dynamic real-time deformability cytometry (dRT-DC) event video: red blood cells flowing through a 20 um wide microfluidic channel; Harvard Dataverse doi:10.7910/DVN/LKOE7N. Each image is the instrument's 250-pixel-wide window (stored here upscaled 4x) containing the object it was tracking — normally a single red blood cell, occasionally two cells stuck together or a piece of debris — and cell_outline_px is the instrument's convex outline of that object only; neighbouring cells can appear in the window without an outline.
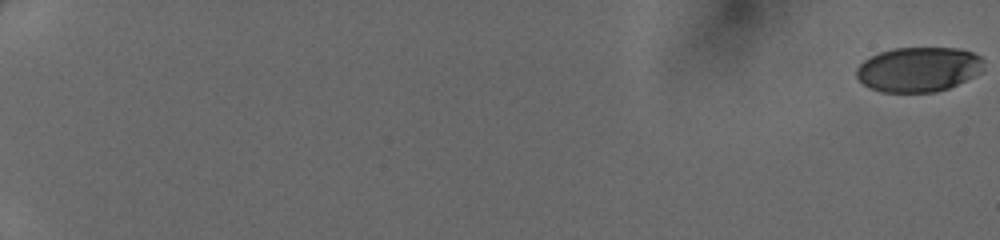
{"species": "human", "species_latin": "Homo sapiens", "temperature_condition": "cold", "stored_images_in_passage": 51, "camera_frame_rate_fps": 3000, "um_per_image_px": 0.085, "donor": {"sex": "female"}, "frame": {"image": 1, "passage_image": 1, "time_ms": 0.0, "image_size_px": [1000, 240], "cell_outline_px": [[984, 60], [980, 72], [948, 88], [936, 92], [880, 92], [868, 88], [856, 76], [856, 68], [864, 60], [880, 52], [896, 48], [960, 48], [972, 52], [980, 56]], "centroid_in_image_um": [78.05, 5.9], "position_along_channel_um": 7.0, "area_um2": 33.06}}
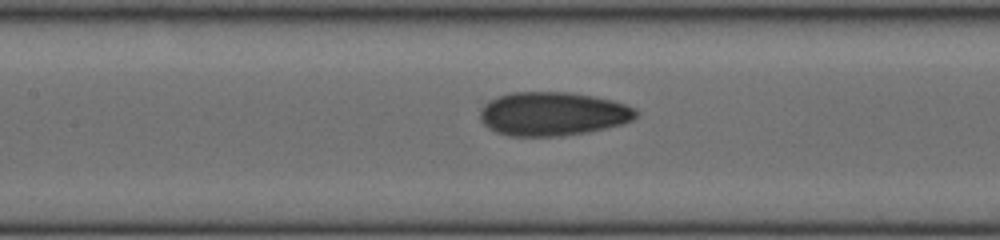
{"frame": {"image": 2, "passage_image": 28, "time_ms": 9.0, "image_size_px": [1000, 240], "cell_outline_px": [[640, 112], [632, 120], [624, 124], [584, 132], [560, 136], [508, 136], [496, 132], [488, 128], [480, 120], [480, 108], [488, 100], [512, 92], [572, 92], [612, 100], [636, 108]], "centroid_in_image_um": [46.97, 9.67], "position_along_channel_um": 160.4, "area_um2": 39.88}}
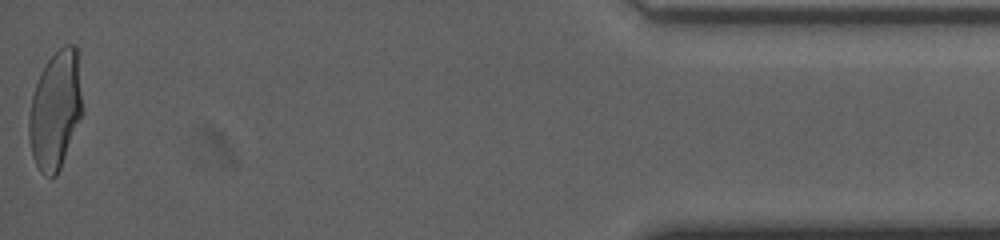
{"frame": {"image": 3, "passage_image": 51, "time_ms": 16.667, "image_size_px": [1000, 240], "cell_outline_px": [[80, 116], [60, 168], [56, 176], [48, 176], [40, 172], [32, 156], [28, 136], [28, 116], [32, 96], [36, 84], [48, 60], [64, 44], [76, 44], [80, 96]], "centroid_in_image_um": [4.65, 9.38], "position_along_channel_um": 430.5, "area_um2": 35.66}}